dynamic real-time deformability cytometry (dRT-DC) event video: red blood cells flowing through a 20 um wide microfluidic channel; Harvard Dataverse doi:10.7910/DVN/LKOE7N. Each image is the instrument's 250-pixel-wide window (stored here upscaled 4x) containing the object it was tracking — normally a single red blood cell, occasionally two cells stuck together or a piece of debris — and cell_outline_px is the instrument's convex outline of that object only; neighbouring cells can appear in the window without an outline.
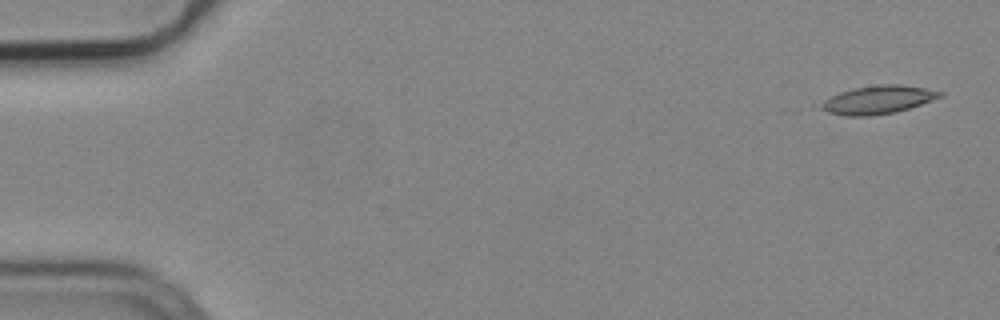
{"species": "common noctule bat (a hibernating species)", "species_latin": "Nyctalus noctula", "temperature_condition": "cold", "stored_images_in_passage": 5, "camera_frame_rate_fps": 3000, "um_per_image_px": 0.085, "animal": {"sex": "male", "body_mass_g": 19.2, "forearm_length_mm": 51.8}, "frame": {"image": 1, "passage_image": 1, "time_ms": 0.0, "image_size_px": [1000, 320], "cell_outline_px": [[944, 96], [896, 112], [868, 116], [844, 116], [828, 112], [820, 104], [824, 100], [840, 92], [852, 88], [880, 84], [900, 84], [924, 88], [944, 92]], "centroid_in_image_um": [74.65, 8.47], "position_along_channel_um": 10.3, "area_um2": 19.36}}
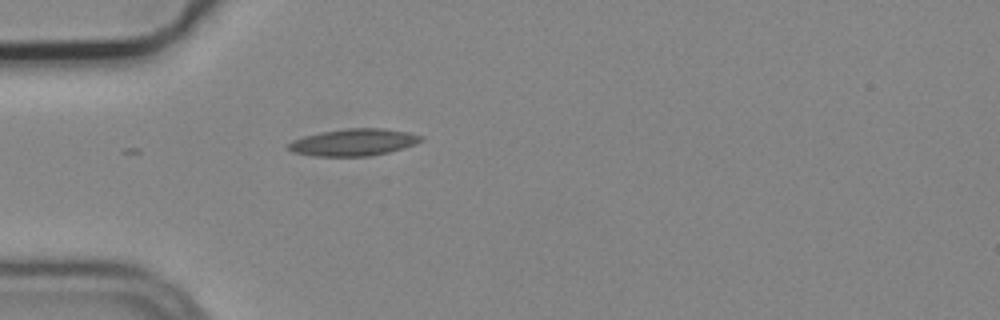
{"frame": {"image": 2, "passage_image": 5, "time_ms": 1.333, "image_size_px": [1000, 320], "cell_outline_px": [[424, 140], [416, 144], [404, 148], [388, 152], [368, 156], [312, 156], [292, 152], [288, 148], [288, 144], [292, 140], [304, 136], [320, 132], [348, 128], [384, 128], [408, 132], [424, 136]], "centroid_in_image_um": [30.08, 12.09], "position_along_channel_um": 54.9, "area_um2": 20.98}}